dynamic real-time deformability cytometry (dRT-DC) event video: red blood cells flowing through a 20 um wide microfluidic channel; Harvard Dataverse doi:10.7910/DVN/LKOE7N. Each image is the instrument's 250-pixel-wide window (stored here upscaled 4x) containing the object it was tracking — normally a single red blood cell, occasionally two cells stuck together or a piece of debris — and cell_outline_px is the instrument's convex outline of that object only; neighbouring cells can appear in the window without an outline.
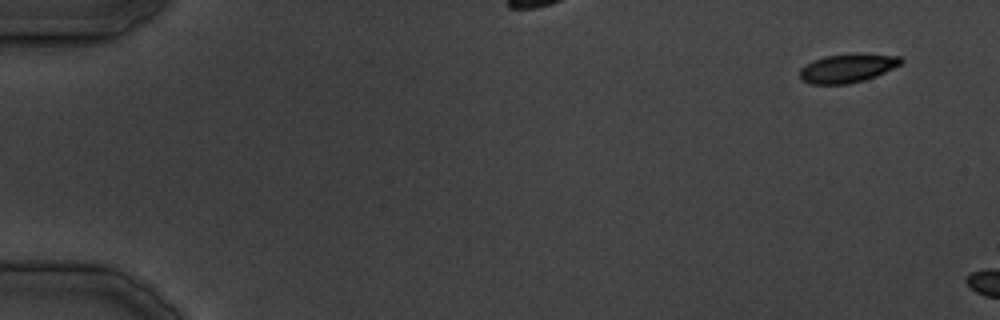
{"species": "common noctule bat (a hibernating species)", "species_latin": "Nyctalus noctula", "temperature_condition": "cold", "stored_images_in_passage": 3, "camera_frame_rate_fps": 3000, "um_per_image_px": 0.085, "animal": {"sex": "male", "body_mass_g": 19.5, "forearm_length_mm": 54.6}, "frame": {"image": 1, "passage_image": 1, "time_ms": 0.0, "image_size_px": [1000, 320], "cell_outline_px": [[904, 60], [900, 64], [876, 76], [864, 80], [848, 84], [808, 84], [800, 76], [800, 68], [804, 64], [812, 60], [824, 56], [856, 52], [860, 52], [900, 56]], "centroid_in_image_um": [72.03, 5.77], "position_along_channel_um": 13.0, "area_um2": 17.28}}